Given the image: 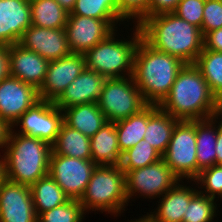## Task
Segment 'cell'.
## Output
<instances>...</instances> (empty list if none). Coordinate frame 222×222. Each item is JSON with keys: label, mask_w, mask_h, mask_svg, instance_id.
<instances>
[{"label": "cell", "mask_w": 222, "mask_h": 222, "mask_svg": "<svg viewBox=\"0 0 222 222\" xmlns=\"http://www.w3.org/2000/svg\"><path fill=\"white\" fill-rule=\"evenodd\" d=\"M217 98L194 64L179 71L168 95L158 107L179 120H203L215 116Z\"/></svg>", "instance_id": "7a4b0ae2"}, {"label": "cell", "mask_w": 222, "mask_h": 222, "mask_svg": "<svg viewBox=\"0 0 222 222\" xmlns=\"http://www.w3.org/2000/svg\"><path fill=\"white\" fill-rule=\"evenodd\" d=\"M62 123L63 111L54 102L40 100L25 111L12 128L20 124L22 130H18L19 134L36 137L52 146Z\"/></svg>", "instance_id": "8fae6325"}, {"label": "cell", "mask_w": 222, "mask_h": 222, "mask_svg": "<svg viewBox=\"0 0 222 222\" xmlns=\"http://www.w3.org/2000/svg\"><path fill=\"white\" fill-rule=\"evenodd\" d=\"M0 187L8 180L7 177V167H6V159L3 154L2 157L0 155Z\"/></svg>", "instance_id": "7bdbcfd3"}, {"label": "cell", "mask_w": 222, "mask_h": 222, "mask_svg": "<svg viewBox=\"0 0 222 222\" xmlns=\"http://www.w3.org/2000/svg\"><path fill=\"white\" fill-rule=\"evenodd\" d=\"M11 130L4 149L8 180L31 186L49 175L52 146L36 137H29Z\"/></svg>", "instance_id": "277c9868"}, {"label": "cell", "mask_w": 222, "mask_h": 222, "mask_svg": "<svg viewBox=\"0 0 222 222\" xmlns=\"http://www.w3.org/2000/svg\"><path fill=\"white\" fill-rule=\"evenodd\" d=\"M130 222H153L148 216L143 215V217L136 219L135 221L131 220Z\"/></svg>", "instance_id": "bcb514c9"}, {"label": "cell", "mask_w": 222, "mask_h": 222, "mask_svg": "<svg viewBox=\"0 0 222 222\" xmlns=\"http://www.w3.org/2000/svg\"><path fill=\"white\" fill-rule=\"evenodd\" d=\"M85 68L84 54L71 53L68 56L49 61L45 79L38 89L40 99L55 102Z\"/></svg>", "instance_id": "4fadbf2b"}, {"label": "cell", "mask_w": 222, "mask_h": 222, "mask_svg": "<svg viewBox=\"0 0 222 222\" xmlns=\"http://www.w3.org/2000/svg\"><path fill=\"white\" fill-rule=\"evenodd\" d=\"M30 190L37 216L66 203L70 199L50 175L32 184Z\"/></svg>", "instance_id": "484cf974"}, {"label": "cell", "mask_w": 222, "mask_h": 222, "mask_svg": "<svg viewBox=\"0 0 222 222\" xmlns=\"http://www.w3.org/2000/svg\"><path fill=\"white\" fill-rule=\"evenodd\" d=\"M31 25L30 0H0V44H18Z\"/></svg>", "instance_id": "e0dca14e"}, {"label": "cell", "mask_w": 222, "mask_h": 222, "mask_svg": "<svg viewBox=\"0 0 222 222\" xmlns=\"http://www.w3.org/2000/svg\"><path fill=\"white\" fill-rule=\"evenodd\" d=\"M119 21L124 20H101L80 15H68L65 30L71 52L85 54L116 31L115 24Z\"/></svg>", "instance_id": "7c38bea8"}, {"label": "cell", "mask_w": 222, "mask_h": 222, "mask_svg": "<svg viewBox=\"0 0 222 222\" xmlns=\"http://www.w3.org/2000/svg\"><path fill=\"white\" fill-rule=\"evenodd\" d=\"M204 4L205 0H180L173 13L201 30Z\"/></svg>", "instance_id": "e575fe53"}, {"label": "cell", "mask_w": 222, "mask_h": 222, "mask_svg": "<svg viewBox=\"0 0 222 222\" xmlns=\"http://www.w3.org/2000/svg\"><path fill=\"white\" fill-rule=\"evenodd\" d=\"M179 183L180 181L162 195V199H159V207L154 211L156 213L147 214L153 222H182L190 200L199 191Z\"/></svg>", "instance_id": "ffe728a7"}, {"label": "cell", "mask_w": 222, "mask_h": 222, "mask_svg": "<svg viewBox=\"0 0 222 222\" xmlns=\"http://www.w3.org/2000/svg\"><path fill=\"white\" fill-rule=\"evenodd\" d=\"M84 214L80 201L69 199L66 203L39 214L37 222H82Z\"/></svg>", "instance_id": "d6a6232c"}, {"label": "cell", "mask_w": 222, "mask_h": 222, "mask_svg": "<svg viewBox=\"0 0 222 222\" xmlns=\"http://www.w3.org/2000/svg\"><path fill=\"white\" fill-rule=\"evenodd\" d=\"M179 121L162 111L158 105L148 104V121L144 139L163 156L171 140L174 127Z\"/></svg>", "instance_id": "44dd1931"}, {"label": "cell", "mask_w": 222, "mask_h": 222, "mask_svg": "<svg viewBox=\"0 0 222 222\" xmlns=\"http://www.w3.org/2000/svg\"><path fill=\"white\" fill-rule=\"evenodd\" d=\"M135 29L133 38L129 41L116 39L113 32L89 49L84 54L86 68L94 70L106 79L132 76L135 51L142 38L141 29L137 24Z\"/></svg>", "instance_id": "8992f818"}, {"label": "cell", "mask_w": 222, "mask_h": 222, "mask_svg": "<svg viewBox=\"0 0 222 222\" xmlns=\"http://www.w3.org/2000/svg\"><path fill=\"white\" fill-rule=\"evenodd\" d=\"M162 159V155L142 139L132 148L122 153L120 168L126 174L128 171L154 164Z\"/></svg>", "instance_id": "4dcf8cb0"}, {"label": "cell", "mask_w": 222, "mask_h": 222, "mask_svg": "<svg viewBox=\"0 0 222 222\" xmlns=\"http://www.w3.org/2000/svg\"><path fill=\"white\" fill-rule=\"evenodd\" d=\"M69 13L74 8L76 0H56Z\"/></svg>", "instance_id": "ee69618b"}, {"label": "cell", "mask_w": 222, "mask_h": 222, "mask_svg": "<svg viewBox=\"0 0 222 222\" xmlns=\"http://www.w3.org/2000/svg\"><path fill=\"white\" fill-rule=\"evenodd\" d=\"M106 78L94 70L85 68L54 102L62 111L65 108L86 103H97Z\"/></svg>", "instance_id": "d6986e66"}, {"label": "cell", "mask_w": 222, "mask_h": 222, "mask_svg": "<svg viewBox=\"0 0 222 222\" xmlns=\"http://www.w3.org/2000/svg\"><path fill=\"white\" fill-rule=\"evenodd\" d=\"M215 199L198 192L184 212L182 222H212L216 216L217 204Z\"/></svg>", "instance_id": "1f68e13d"}, {"label": "cell", "mask_w": 222, "mask_h": 222, "mask_svg": "<svg viewBox=\"0 0 222 222\" xmlns=\"http://www.w3.org/2000/svg\"><path fill=\"white\" fill-rule=\"evenodd\" d=\"M180 179L172 172L163 159L158 162L128 171L125 174L126 196L128 202L132 196L139 193L144 198H160L170 190ZM137 192V193H136Z\"/></svg>", "instance_id": "30bf717a"}, {"label": "cell", "mask_w": 222, "mask_h": 222, "mask_svg": "<svg viewBox=\"0 0 222 222\" xmlns=\"http://www.w3.org/2000/svg\"><path fill=\"white\" fill-rule=\"evenodd\" d=\"M18 44L48 61L57 60L72 53L65 28L49 29L31 25L24 31Z\"/></svg>", "instance_id": "2e32d148"}, {"label": "cell", "mask_w": 222, "mask_h": 222, "mask_svg": "<svg viewBox=\"0 0 222 222\" xmlns=\"http://www.w3.org/2000/svg\"><path fill=\"white\" fill-rule=\"evenodd\" d=\"M162 159L182 181L198 177L196 157V120H180L174 127L171 140Z\"/></svg>", "instance_id": "ba28073f"}, {"label": "cell", "mask_w": 222, "mask_h": 222, "mask_svg": "<svg viewBox=\"0 0 222 222\" xmlns=\"http://www.w3.org/2000/svg\"><path fill=\"white\" fill-rule=\"evenodd\" d=\"M203 50L222 52V28L212 30L203 37Z\"/></svg>", "instance_id": "f35d334b"}, {"label": "cell", "mask_w": 222, "mask_h": 222, "mask_svg": "<svg viewBox=\"0 0 222 222\" xmlns=\"http://www.w3.org/2000/svg\"><path fill=\"white\" fill-rule=\"evenodd\" d=\"M79 201L85 212L99 210L120 215L125 211L128 199L125 173L120 165H97Z\"/></svg>", "instance_id": "5b68a950"}, {"label": "cell", "mask_w": 222, "mask_h": 222, "mask_svg": "<svg viewBox=\"0 0 222 222\" xmlns=\"http://www.w3.org/2000/svg\"><path fill=\"white\" fill-rule=\"evenodd\" d=\"M148 121V104L127 119L115 122L121 154L144 139Z\"/></svg>", "instance_id": "4316f807"}, {"label": "cell", "mask_w": 222, "mask_h": 222, "mask_svg": "<svg viewBox=\"0 0 222 222\" xmlns=\"http://www.w3.org/2000/svg\"><path fill=\"white\" fill-rule=\"evenodd\" d=\"M194 65L208 83L212 94L218 99L222 96V52L202 50Z\"/></svg>", "instance_id": "f1b7e54d"}, {"label": "cell", "mask_w": 222, "mask_h": 222, "mask_svg": "<svg viewBox=\"0 0 222 222\" xmlns=\"http://www.w3.org/2000/svg\"><path fill=\"white\" fill-rule=\"evenodd\" d=\"M216 164L222 165V123H218V136L216 140Z\"/></svg>", "instance_id": "b9f144b4"}, {"label": "cell", "mask_w": 222, "mask_h": 222, "mask_svg": "<svg viewBox=\"0 0 222 222\" xmlns=\"http://www.w3.org/2000/svg\"><path fill=\"white\" fill-rule=\"evenodd\" d=\"M184 65L178 57L154 49L141 38L134 55L132 77L144 101L159 105Z\"/></svg>", "instance_id": "3957f363"}, {"label": "cell", "mask_w": 222, "mask_h": 222, "mask_svg": "<svg viewBox=\"0 0 222 222\" xmlns=\"http://www.w3.org/2000/svg\"><path fill=\"white\" fill-rule=\"evenodd\" d=\"M12 126L0 119V148L7 147Z\"/></svg>", "instance_id": "60d3db41"}, {"label": "cell", "mask_w": 222, "mask_h": 222, "mask_svg": "<svg viewBox=\"0 0 222 222\" xmlns=\"http://www.w3.org/2000/svg\"><path fill=\"white\" fill-rule=\"evenodd\" d=\"M139 27L142 38L150 46L178 57L185 64H194L203 50L200 28L179 18L173 12L149 16Z\"/></svg>", "instance_id": "6da1fadb"}, {"label": "cell", "mask_w": 222, "mask_h": 222, "mask_svg": "<svg viewBox=\"0 0 222 222\" xmlns=\"http://www.w3.org/2000/svg\"><path fill=\"white\" fill-rule=\"evenodd\" d=\"M9 75L8 46L0 44V82Z\"/></svg>", "instance_id": "ab89813d"}, {"label": "cell", "mask_w": 222, "mask_h": 222, "mask_svg": "<svg viewBox=\"0 0 222 222\" xmlns=\"http://www.w3.org/2000/svg\"><path fill=\"white\" fill-rule=\"evenodd\" d=\"M97 105L107 121L127 119L143 109L147 103L132 76L106 79Z\"/></svg>", "instance_id": "52a82bcc"}, {"label": "cell", "mask_w": 222, "mask_h": 222, "mask_svg": "<svg viewBox=\"0 0 222 222\" xmlns=\"http://www.w3.org/2000/svg\"><path fill=\"white\" fill-rule=\"evenodd\" d=\"M194 182L201 183L200 188L205 189V193L203 190H199L201 194L213 199L216 198V195L222 198V165L216 164L202 170Z\"/></svg>", "instance_id": "836d02e7"}, {"label": "cell", "mask_w": 222, "mask_h": 222, "mask_svg": "<svg viewBox=\"0 0 222 222\" xmlns=\"http://www.w3.org/2000/svg\"><path fill=\"white\" fill-rule=\"evenodd\" d=\"M217 119L222 118V96L217 99L215 116ZM219 117V118H218ZM222 123V120L220 121Z\"/></svg>", "instance_id": "f6af8a7d"}, {"label": "cell", "mask_w": 222, "mask_h": 222, "mask_svg": "<svg viewBox=\"0 0 222 222\" xmlns=\"http://www.w3.org/2000/svg\"><path fill=\"white\" fill-rule=\"evenodd\" d=\"M222 28V0H205L201 33Z\"/></svg>", "instance_id": "d590c367"}, {"label": "cell", "mask_w": 222, "mask_h": 222, "mask_svg": "<svg viewBox=\"0 0 222 222\" xmlns=\"http://www.w3.org/2000/svg\"><path fill=\"white\" fill-rule=\"evenodd\" d=\"M150 0H117L120 12L129 20L136 19L139 26L149 17Z\"/></svg>", "instance_id": "8d00e7d4"}, {"label": "cell", "mask_w": 222, "mask_h": 222, "mask_svg": "<svg viewBox=\"0 0 222 222\" xmlns=\"http://www.w3.org/2000/svg\"><path fill=\"white\" fill-rule=\"evenodd\" d=\"M216 120V117L196 120V157L198 163V176L202 170L216 165V140L218 136Z\"/></svg>", "instance_id": "cb8c5ba5"}, {"label": "cell", "mask_w": 222, "mask_h": 222, "mask_svg": "<svg viewBox=\"0 0 222 222\" xmlns=\"http://www.w3.org/2000/svg\"><path fill=\"white\" fill-rule=\"evenodd\" d=\"M40 100L36 87L9 75L0 82V119L13 126Z\"/></svg>", "instance_id": "5bb4252c"}, {"label": "cell", "mask_w": 222, "mask_h": 222, "mask_svg": "<svg viewBox=\"0 0 222 222\" xmlns=\"http://www.w3.org/2000/svg\"><path fill=\"white\" fill-rule=\"evenodd\" d=\"M96 166L92 160L51 152L49 175L70 199L80 200Z\"/></svg>", "instance_id": "9c48e42d"}, {"label": "cell", "mask_w": 222, "mask_h": 222, "mask_svg": "<svg viewBox=\"0 0 222 222\" xmlns=\"http://www.w3.org/2000/svg\"><path fill=\"white\" fill-rule=\"evenodd\" d=\"M9 73L37 89L45 79L49 61L39 54L23 48L20 44L8 46Z\"/></svg>", "instance_id": "ac0fdd59"}, {"label": "cell", "mask_w": 222, "mask_h": 222, "mask_svg": "<svg viewBox=\"0 0 222 222\" xmlns=\"http://www.w3.org/2000/svg\"><path fill=\"white\" fill-rule=\"evenodd\" d=\"M68 15H80L101 20H127L120 12L117 0H76Z\"/></svg>", "instance_id": "f546056e"}, {"label": "cell", "mask_w": 222, "mask_h": 222, "mask_svg": "<svg viewBox=\"0 0 222 222\" xmlns=\"http://www.w3.org/2000/svg\"><path fill=\"white\" fill-rule=\"evenodd\" d=\"M91 160L96 165H119L122 154L118 146L115 122L105 123L90 138Z\"/></svg>", "instance_id": "603a6c76"}, {"label": "cell", "mask_w": 222, "mask_h": 222, "mask_svg": "<svg viewBox=\"0 0 222 222\" xmlns=\"http://www.w3.org/2000/svg\"><path fill=\"white\" fill-rule=\"evenodd\" d=\"M32 25L49 28H65L69 12L56 0H30Z\"/></svg>", "instance_id": "83f0119b"}, {"label": "cell", "mask_w": 222, "mask_h": 222, "mask_svg": "<svg viewBox=\"0 0 222 222\" xmlns=\"http://www.w3.org/2000/svg\"><path fill=\"white\" fill-rule=\"evenodd\" d=\"M52 152L57 155L91 160L90 138L63 121L56 141L52 145Z\"/></svg>", "instance_id": "d4e9b609"}, {"label": "cell", "mask_w": 222, "mask_h": 222, "mask_svg": "<svg viewBox=\"0 0 222 222\" xmlns=\"http://www.w3.org/2000/svg\"><path fill=\"white\" fill-rule=\"evenodd\" d=\"M63 121L89 138L108 122L97 103L78 104L65 108Z\"/></svg>", "instance_id": "7402d4cb"}, {"label": "cell", "mask_w": 222, "mask_h": 222, "mask_svg": "<svg viewBox=\"0 0 222 222\" xmlns=\"http://www.w3.org/2000/svg\"><path fill=\"white\" fill-rule=\"evenodd\" d=\"M180 0H150L149 16L172 13L176 10Z\"/></svg>", "instance_id": "74e56055"}, {"label": "cell", "mask_w": 222, "mask_h": 222, "mask_svg": "<svg viewBox=\"0 0 222 222\" xmlns=\"http://www.w3.org/2000/svg\"><path fill=\"white\" fill-rule=\"evenodd\" d=\"M30 186L7 180L0 187V222H37Z\"/></svg>", "instance_id": "9a60e30c"}]
</instances>
